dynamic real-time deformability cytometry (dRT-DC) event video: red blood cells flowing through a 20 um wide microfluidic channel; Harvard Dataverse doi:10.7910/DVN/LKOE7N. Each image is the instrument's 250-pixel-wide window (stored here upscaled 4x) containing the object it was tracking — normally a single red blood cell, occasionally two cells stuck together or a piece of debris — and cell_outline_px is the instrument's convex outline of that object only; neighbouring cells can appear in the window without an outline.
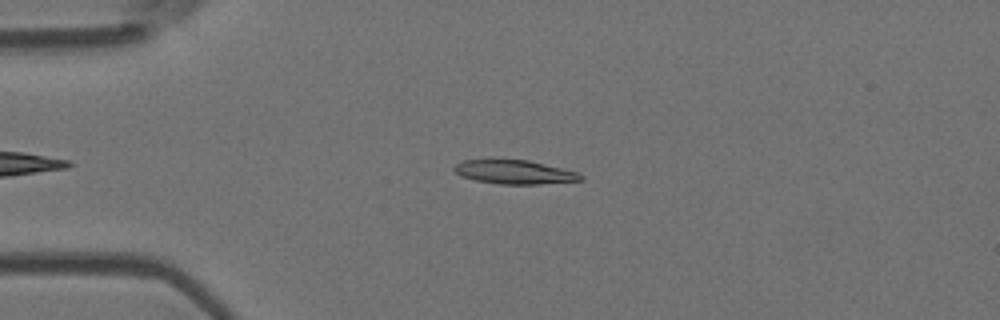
{"species": "Egyptian fruit bat (a non-hibernating species)", "species_latin": "Rousettus aegyptiacus", "temperature_condition": "room temperature", "stored_images_in_passage": 42, "camera_frame_rate_fps": 3000, "um_per_image_px": 0.085, "animal": {"sex": "female"}, "frame": {"image": 1, "passage_image": 7, "time_ms": 2.0, "image_size_px": [1000, 320], "cell_outline_px": [[584, 180], [540, 184], [500, 184], [476, 180], [460, 176], [452, 168], [456, 164], [464, 160], [488, 156], [492, 156], [528, 160], [576, 172], [584, 176]], "centroid_in_image_um": [43.63, 14.57], "position_along_channel_um": 41.4, "area_um2": 18.32}}
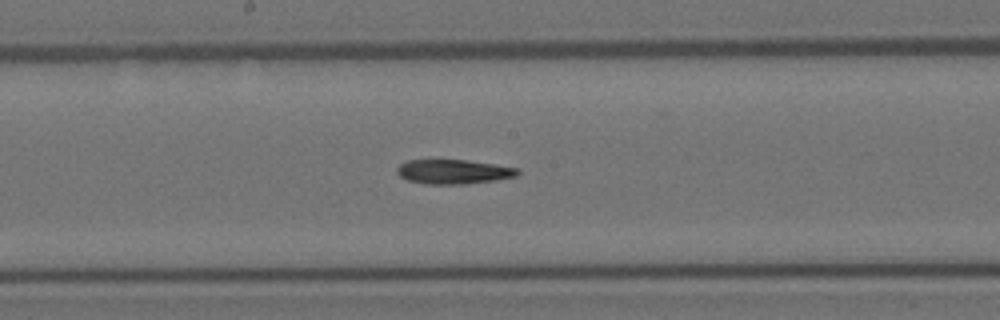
{"frame": {"image": 2, "passage_image": 22, "time_ms": 7.0, "image_size_px": [1000, 320], "cell_outline_px": [[520, 172], [516, 176], [496, 180], [464, 184], [424, 184], [408, 180], [400, 176], [396, 172], [396, 168], [400, 164], [408, 160], [464, 160], [496, 164], [520, 168]], "centroid_in_image_um": [38.56, 14.59], "position_along_channel_um": 209.6, "area_um2": 17.22}}
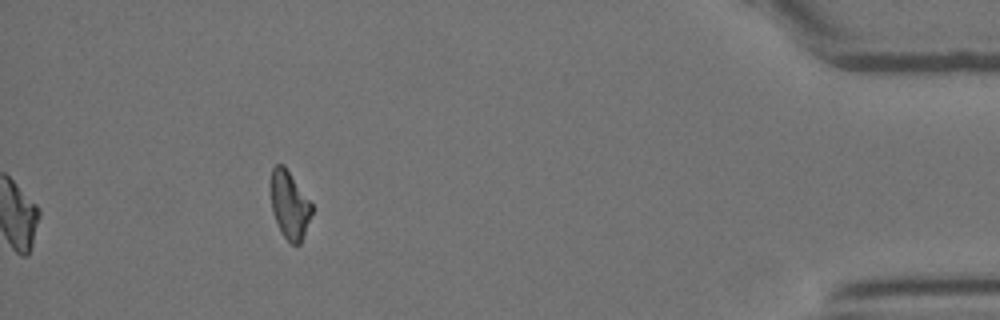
{"frame": {"image": 3, "passage_image": 42, "time_ms": 13.667, "image_size_px": [1000, 320], "cell_outline_px": [[312, 212], [300, 244], [292, 244], [284, 236], [272, 212], [272, 168], [276, 164], [284, 164], [312, 204]], "centroid_in_image_um": [24.62, 17.4], "position_along_channel_um": 410.6, "area_um2": 15.66}}